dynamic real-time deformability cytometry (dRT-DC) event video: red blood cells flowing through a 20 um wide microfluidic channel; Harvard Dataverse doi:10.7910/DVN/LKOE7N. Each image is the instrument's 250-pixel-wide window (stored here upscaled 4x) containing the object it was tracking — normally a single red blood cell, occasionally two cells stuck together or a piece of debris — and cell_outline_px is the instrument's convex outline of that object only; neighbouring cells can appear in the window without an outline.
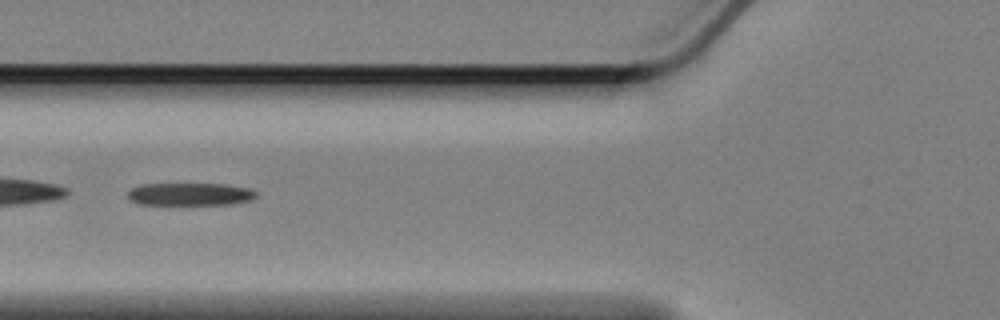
{"species": "Egyptian fruit bat (a non-hibernating species)", "species_latin": "Rousettus aegyptiacus", "temperature_condition": "cold", "stored_images_in_passage": 55, "camera_frame_rate_fps": 3000, "um_per_image_px": 0.085, "animal": {"sex": "female"}, "frame": {"image": 1, "passage_image": 19, "time_ms": 6.0, "image_size_px": [1000, 320], "cell_outline_px": [[260, 196], [252, 200], [232, 204], [136, 204], [128, 200], [128, 192], [132, 188], [140, 184], [228, 184], [248, 188], [256, 192]], "centroid_in_image_um": [16.17, 16.5], "position_along_channel_um": 109.6, "area_um2": 17.11}}
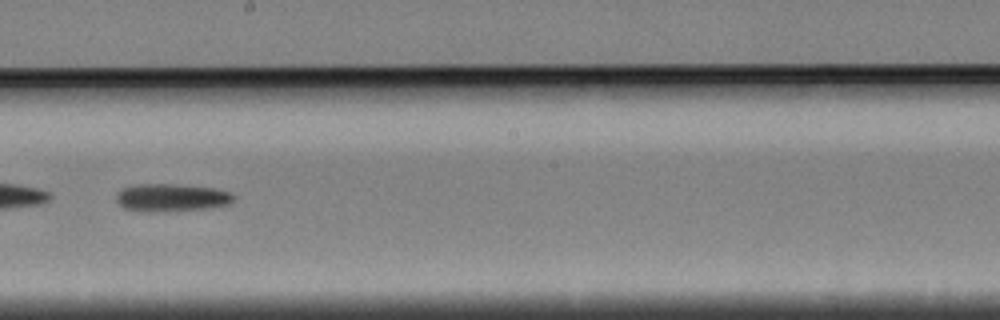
{"frame": {"image": 2, "passage_image": 30, "time_ms": 9.667, "image_size_px": [1000, 320], "cell_outline_px": [[236, 196], [228, 204], [208, 208], [152, 212], [136, 212], [124, 208], [116, 200], [116, 192], [120, 188], [132, 184], [176, 184], [216, 188], [232, 192]], "centroid_in_image_um": [14.52, 16.79], "position_along_channel_um": 233.7, "area_um2": 19.36}}
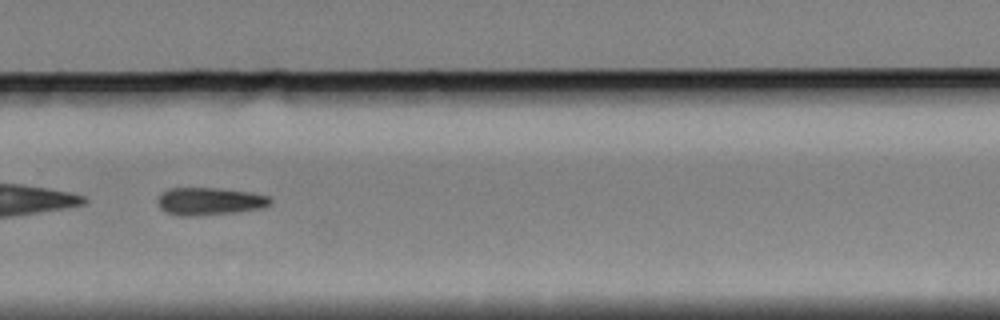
{"frame": {"image": 3, "passage_image": 37, "time_ms": 12.0, "image_size_px": [1000, 320], "cell_outline_px": [[272, 204], [264, 208], [240, 212], [192, 216], [180, 216], [164, 212], [160, 208], [156, 200], [160, 192], [168, 188], [220, 188], [252, 192], [268, 196], [272, 200]], "centroid_in_image_um": [17.81, 17.11], "position_along_channel_um": 312.0, "area_um2": 18.61}, "authors_computed_cell_mechanics": {"area_um2": 19.074, "velocity_mm_per_s": 3.371, "shape_relaxation_time_tau1_ms": 6.1591, "shape_relaxation_time_tau2_ms": null, "deformation_change_tau1": 0.1531, "deformation_change_tau2": null}}